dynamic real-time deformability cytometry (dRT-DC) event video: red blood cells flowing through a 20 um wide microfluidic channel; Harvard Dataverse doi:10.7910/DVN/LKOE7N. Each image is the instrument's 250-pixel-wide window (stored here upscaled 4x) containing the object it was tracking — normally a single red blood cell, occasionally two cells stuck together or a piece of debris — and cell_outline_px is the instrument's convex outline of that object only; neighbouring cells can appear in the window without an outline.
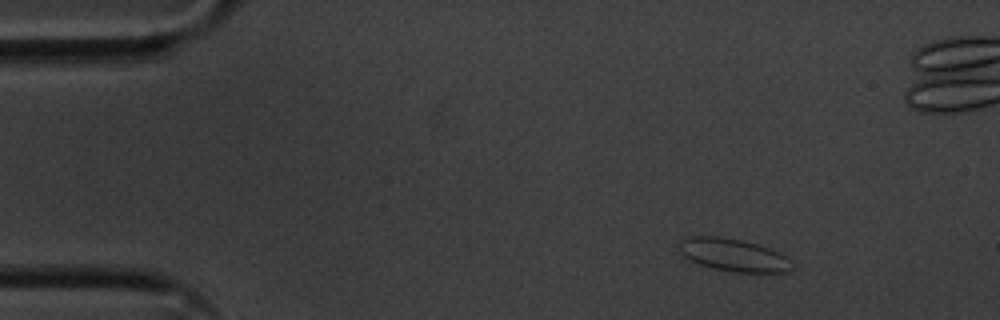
{"species": "common noctule bat (a hibernating species)", "species_latin": "Nyctalus noctula", "temperature_condition": "cold", "stored_images_in_passage": 51, "camera_frame_rate_fps": 3000, "um_per_image_px": 0.085, "animal": {"sex": "male", "body_mass_g": 20.1, "forearm_length_mm": 53.5}, "frame": {"image": 1, "passage_image": 1, "time_ms": 0.0, "image_size_px": [1000, 320], "cell_outline_px": [[796, 268], [788, 272], [736, 272], [716, 268], [700, 264], [684, 256], [680, 252], [676, 244], [680, 240], [688, 236], [720, 236], [740, 240], [756, 244], [780, 252], [792, 260]], "centroid_in_image_um": [62.37, 21.66], "position_along_channel_um": 22.6, "area_um2": 21.62}}
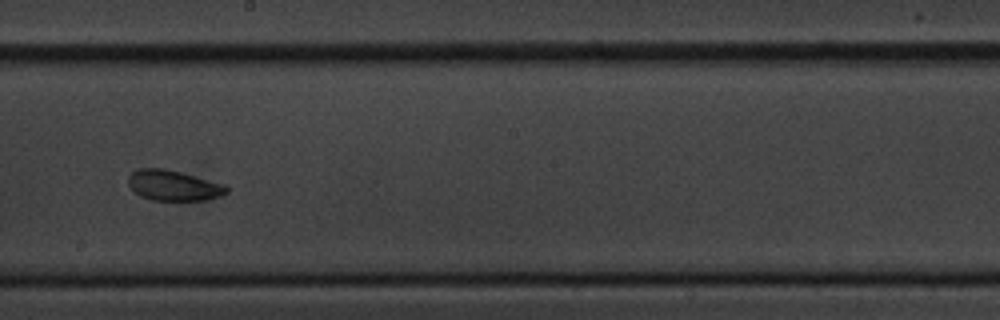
{"frame": {"image": 2, "passage_image": 25, "time_ms": 8.0, "image_size_px": [1000, 320], "cell_outline_px": [[232, 188], [228, 192], [220, 196], [208, 200], [152, 200], [140, 196], [128, 184], [128, 176], [132, 172], [140, 168], [164, 168], [180, 172], [224, 184]], "centroid_in_image_um": [14.77, 15.77], "position_along_channel_um": 233.4, "area_um2": 17.46}}
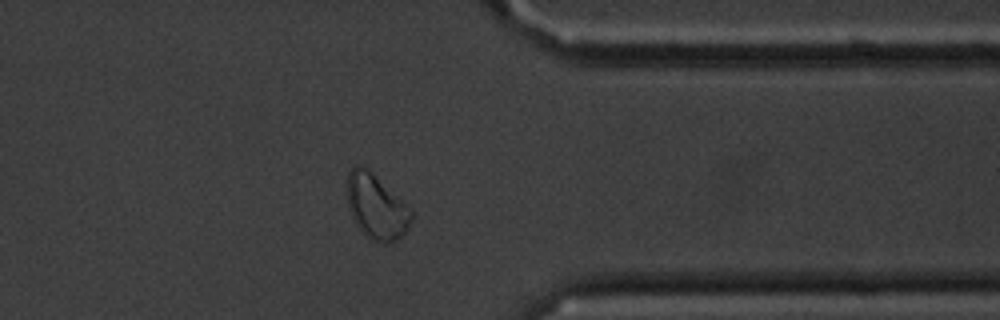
{"frame": {"image": 3, "passage_image": 38, "time_ms": 12.333, "image_size_px": [1000, 320], "cell_outline_px": [[412, 220], [408, 228], [396, 240], [384, 244], [372, 240], [356, 224], [348, 208], [348, 172], [356, 164], [360, 164], [368, 168], [412, 212]], "centroid_in_image_um": [31.96, 17.57], "position_along_channel_um": 379.4, "area_um2": 23.58}, "authors_computed_cell_mechanics": {"area_um2": 18.9006, "velocity_mm_per_s": 3.5488, "shape_relaxation_time_tau1_ms": 1.9608, "shape_relaxation_time_tau2_ms": 2.0063, "deformation_change_tau1": 0.0524, "deformation_change_tau2": 0.0573}}